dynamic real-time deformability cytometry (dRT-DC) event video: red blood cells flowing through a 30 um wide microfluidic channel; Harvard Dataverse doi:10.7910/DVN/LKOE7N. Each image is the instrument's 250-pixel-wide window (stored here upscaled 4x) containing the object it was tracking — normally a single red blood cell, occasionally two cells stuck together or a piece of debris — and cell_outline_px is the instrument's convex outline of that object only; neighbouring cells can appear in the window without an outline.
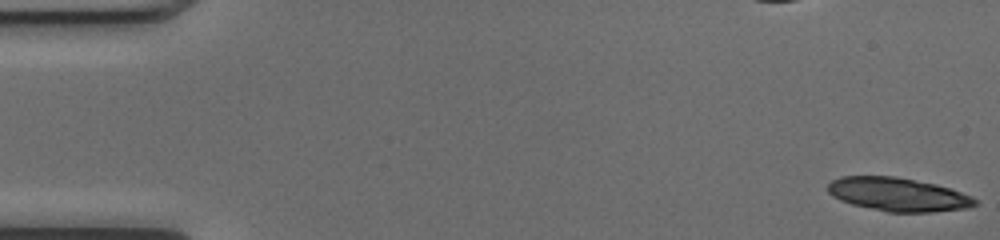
{"species": "common noctule bat (a hibernating species)", "species_latin": "Nyctalus noctula", "temperature_condition": "cold", "stored_images_in_passage": 52, "camera_frame_rate_fps": 3000, "um_per_image_px": 0.085, "animal": {"sex": "female", "body_mass_g": 17.0, "forearm_length_mm": 48.0}, "frame": {"image": 1, "passage_image": 1, "time_ms": 0.0, "image_size_px": [1000, 240], "cell_outline_px": [[980, 204], [968, 208], [932, 212], [888, 212], [852, 204], [840, 200], [832, 196], [828, 192], [828, 184], [832, 180], [840, 176], [896, 176], [936, 184], [972, 196]], "centroid_in_image_um": [76.34, 16.52], "position_along_channel_um": 8.7, "area_um2": 28.78}}
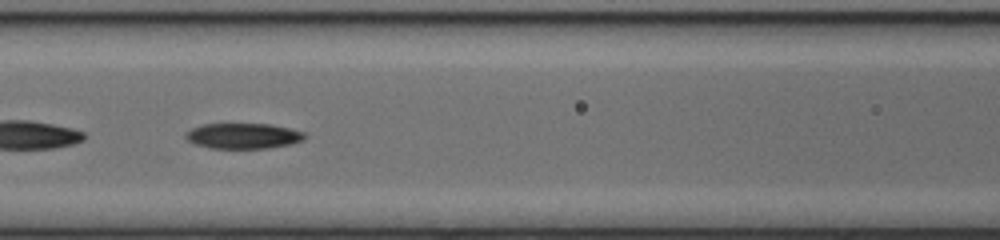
{"frame": {"image": 2, "passage_image": 23, "time_ms": 7.333, "image_size_px": [1000, 240], "cell_outline_px": [[308, 136], [304, 140], [292, 144], [268, 148], [208, 148], [196, 144], [188, 140], [184, 136], [184, 132], [192, 128], [204, 124], [268, 124], [288, 128], [304, 132]], "centroid_in_image_um": [20.68, 11.55], "position_along_channel_um": 145.9, "area_um2": 17.74}}
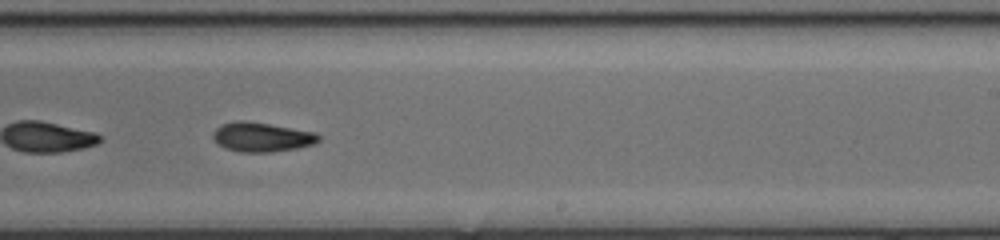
{"frame": {"image": 3, "passage_image": 32, "time_ms": 10.333, "image_size_px": [1000, 240], "cell_outline_px": [[320, 140], [312, 144], [296, 148], [272, 152], [240, 152], [224, 148], [212, 136], [212, 132], [220, 124], [236, 120], [244, 120], [316, 132], [320, 136]], "centroid_in_image_um": [22.22, 11.64], "position_along_channel_um": 266.8, "area_um2": 18.03}, "authors_computed_cell_mechanics": {"area_um2": 18.1781, "velocity_mm_per_s": 4.043, "shape_relaxation_time_tau1_ms": 4.0273, "shape_relaxation_time_tau2_ms": 3.2639, "deformation_change_tau1": 0.138, "deformation_change_tau2": 0.0969}}